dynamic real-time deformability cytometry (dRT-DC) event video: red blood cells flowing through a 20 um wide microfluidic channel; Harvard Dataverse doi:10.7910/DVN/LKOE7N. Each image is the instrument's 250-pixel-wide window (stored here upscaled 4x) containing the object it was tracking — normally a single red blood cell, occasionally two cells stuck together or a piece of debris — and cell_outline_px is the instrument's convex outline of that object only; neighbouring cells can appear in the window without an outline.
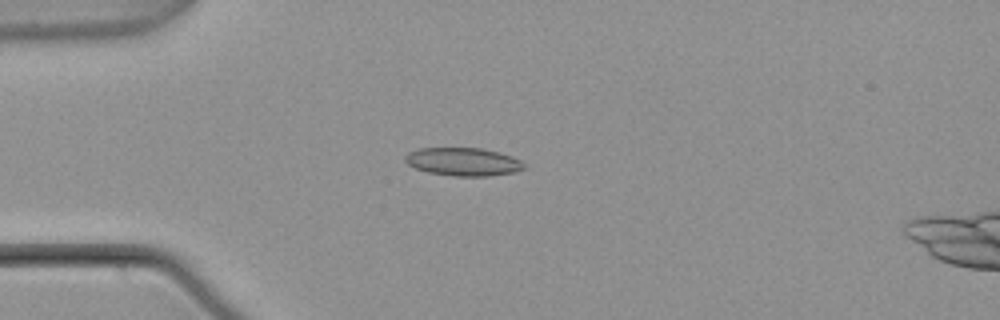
{"species": "common noctule bat (a hibernating species)", "species_latin": "Nyctalus noctula", "temperature_condition": "warm", "stored_images_in_passage": 5, "camera_frame_rate_fps": 3000, "um_per_image_px": 0.085, "animal": {"sex": "male", "body_mass_g": 21.5, "forearm_length_mm": 52.0}, "frame": {"image": 1, "passage_image": 3, "time_ms": 0.667, "image_size_px": [1000, 320], "cell_outline_px": [[528, 168], [512, 172], [488, 176], [452, 176], [428, 172], [416, 168], [408, 164], [404, 160], [404, 156], [408, 152], [416, 148], [480, 148], [500, 152], [512, 156], [520, 160]], "centroid_in_image_um": [39.36, 13.74], "position_along_channel_um": 45.6, "area_um2": 19.59}}
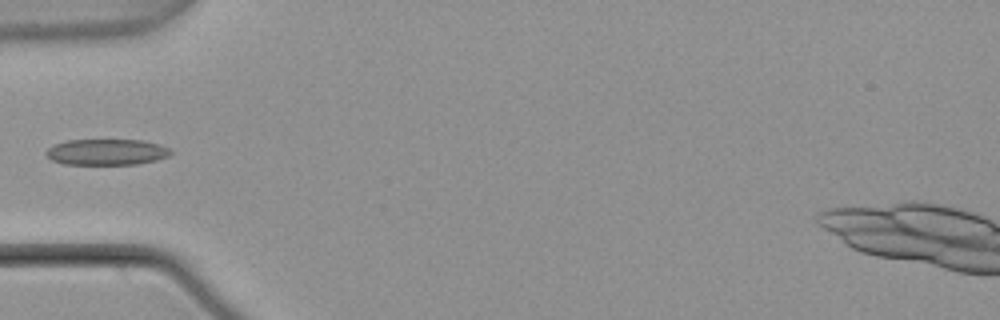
{"frame": {"image": 2, "passage_image": 4, "time_ms": 1.0, "image_size_px": [1000, 320], "cell_outline_px": [[172, 152], [168, 156], [156, 160], [136, 164], [64, 164], [52, 160], [44, 152], [52, 144], [68, 140], [144, 140], [160, 144], [168, 148]], "centroid_in_image_um": [9.05, 12.91], "position_along_channel_um": 76.0, "area_um2": 18.9}}
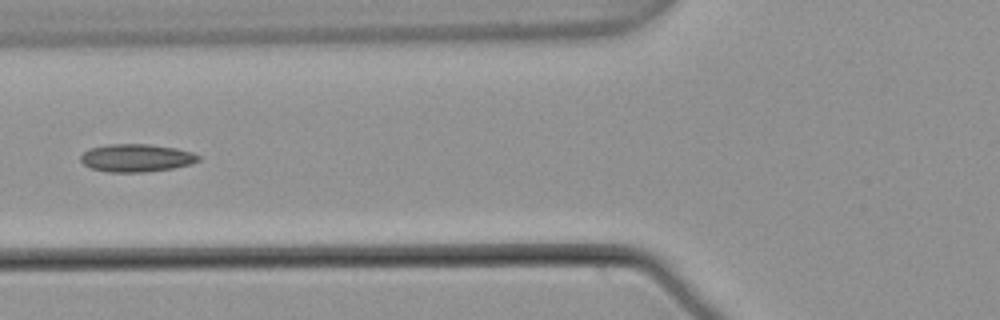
{"frame": {"image": 3, "passage_image": 5, "time_ms": 1.333, "image_size_px": [1000, 320], "cell_outline_px": [[200, 160], [192, 164], [172, 168], [144, 172], [108, 172], [92, 168], [84, 164], [80, 160], [80, 156], [88, 148], [108, 144], [148, 144], [176, 148], [192, 152], [200, 156]], "centroid_in_image_um": [11.59, 13.42], "position_along_channel_um": 114.2, "area_um2": 19.13}}